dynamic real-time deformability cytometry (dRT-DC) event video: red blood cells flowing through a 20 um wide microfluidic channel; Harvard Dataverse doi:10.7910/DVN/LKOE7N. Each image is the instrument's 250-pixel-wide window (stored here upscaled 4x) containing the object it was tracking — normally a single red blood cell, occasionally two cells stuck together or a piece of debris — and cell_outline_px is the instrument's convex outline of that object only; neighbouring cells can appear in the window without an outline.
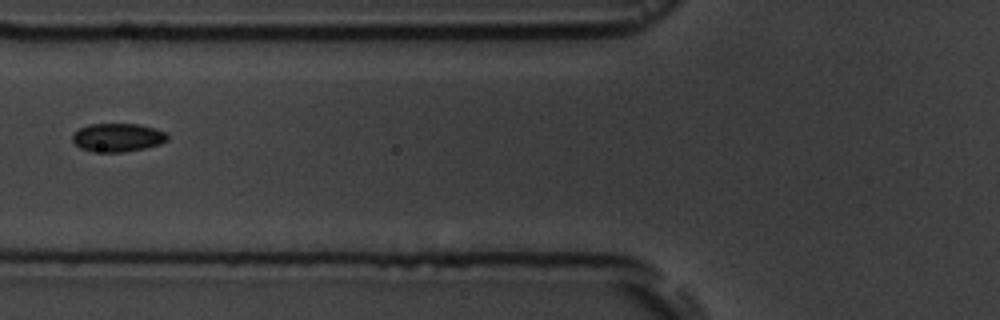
{"species": "common noctule bat (a hibernating species)", "species_latin": "Nyctalus noctula", "temperature_condition": "room temperature", "stored_images_in_passage": 10, "camera_frame_rate_fps": 3000, "um_per_image_px": 0.085, "animal": {"sex": "male", "body_mass_g": 19.5, "forearm_length_mm": 54.6}, "frame": {"image": 1, "passage_image": 6, "time_ms": 6.0, "image_size_px": [1000, 320], "cell_outline_px": [[168, 140], [160, 144], [144, 148], [120, 152], [92, 152], [80, 148], [72, 140], [72, 136], [80, 128], [88, 124], [136, 124], [152, 128], [164, 132], [168, 136]], "centroid_in_image_um": [9.97, 11.69], "position_along_channel_um": 115.8, "area_um2": 15.55}}
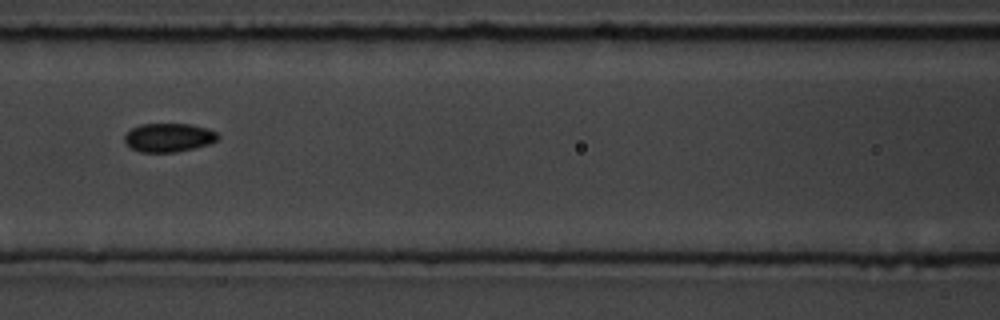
{"frame": {"image": 2, "passage_image": 7, "time_ms": 7.0, "image_size_px": [1000, 320], "cell_outline_px": [[220, 136], [216, 140], [208, 144], [176, 152], [140, 152], [132, 148], [124, 140], [124, 136], [132, 128], [140, 124], [192, 124], [208, 128], [216, 132]], "centroid_in_image_um": [14.35, 11.68], "position_along_channel_um": 152.3, "area_um2": 15.49}}